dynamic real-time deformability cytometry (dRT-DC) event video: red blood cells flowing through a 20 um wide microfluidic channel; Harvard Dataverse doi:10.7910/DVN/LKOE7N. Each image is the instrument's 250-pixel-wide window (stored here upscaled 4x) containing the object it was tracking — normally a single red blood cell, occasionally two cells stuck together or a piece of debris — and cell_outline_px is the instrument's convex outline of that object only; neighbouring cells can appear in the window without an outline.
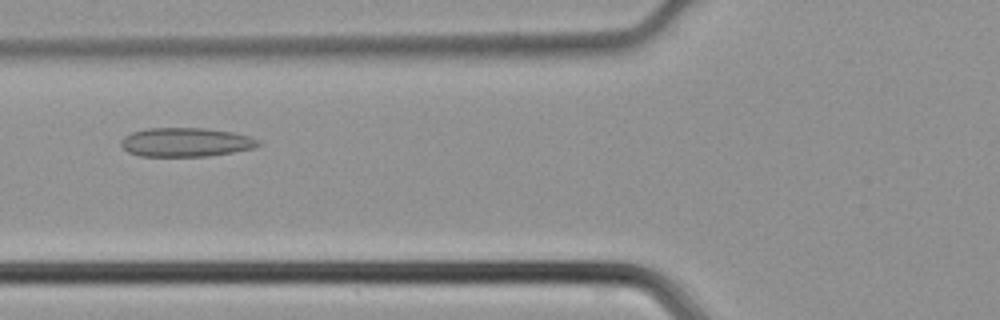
{"species": "common noctule bat (a hibernating species)", "species_latin": "Nyctalus noctula", "temperature_condition": "cold", "stored_images_in_passage": 40, "camera_frame_rate_fps": 3000, "um_per_image_px": 0.085, "animal": {"sex": "male", "body_mass_g": 21.5, "forearm_length_mm": 52.0}, "frame": {"image": 1, "passage_image": 12, "time_ms": 3.667, "image_size_px": [1000, 320], "cell_outline_px": [[264, 144], [252, 148], [232, 152], [208, 156], [140, 156], [128, 152], [120, 144], [120, 140], [124, 136], [132, 132], [148, 128], [204, 128], [232, 132], [252, 136], [260, 140]], "centroid_in_image_um": [15.82, 12.08], "position_along_channel_um": 110.0, "area_um2": 23.29}}
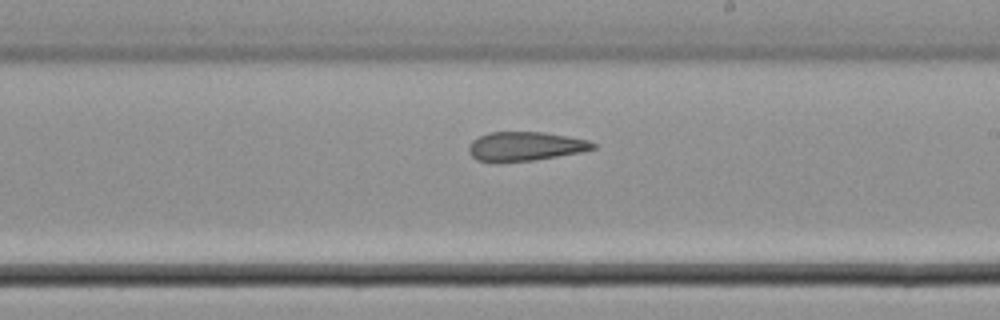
{"frame": {"image": 2, "passage_image": 21, "time_ms": 6.667, "image_size_px": [1000, 320], "cell_outline_px": [[596, 148], [580, 152], [532, 160], [500, 164], [492, 164], [476, 160], [468, 152], [468, 148], [472, 140], [488, 132], [544, 132], [588, 140], [596, 144]], "centroid_in_image_um": [44.57, 12.46], "position_along_channel_um": 244.4, "area_um2": 21.39}}
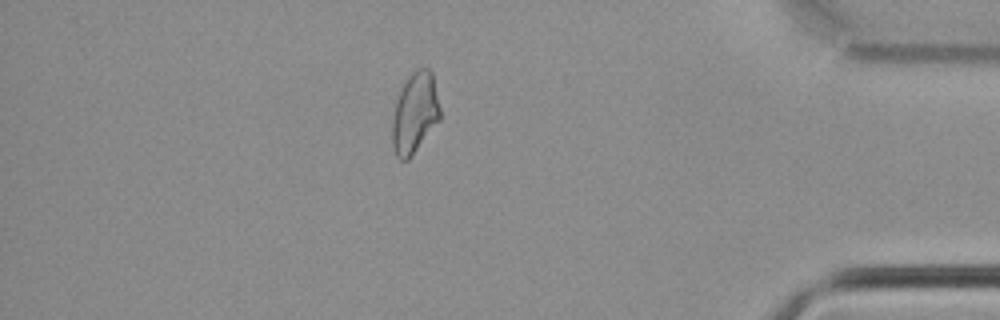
{"frame": {"image": 3, "passage_image": 34, "time_ms": 11.0, "image_size_px": [1000, 320], "cell_outline_px": [[440, 120], [412, 156], [408, 160], [400, 160], [396, 156], [392, 144], [392, 120], [396, 100], [400, 88], [408, 76], [416, 68], [428, 68], [432, 72], [440, 108]], "centroid_in_image_um": [35.25, 9.61], "position_along_channel_um": 399.9, "area_um2": 22.72}}